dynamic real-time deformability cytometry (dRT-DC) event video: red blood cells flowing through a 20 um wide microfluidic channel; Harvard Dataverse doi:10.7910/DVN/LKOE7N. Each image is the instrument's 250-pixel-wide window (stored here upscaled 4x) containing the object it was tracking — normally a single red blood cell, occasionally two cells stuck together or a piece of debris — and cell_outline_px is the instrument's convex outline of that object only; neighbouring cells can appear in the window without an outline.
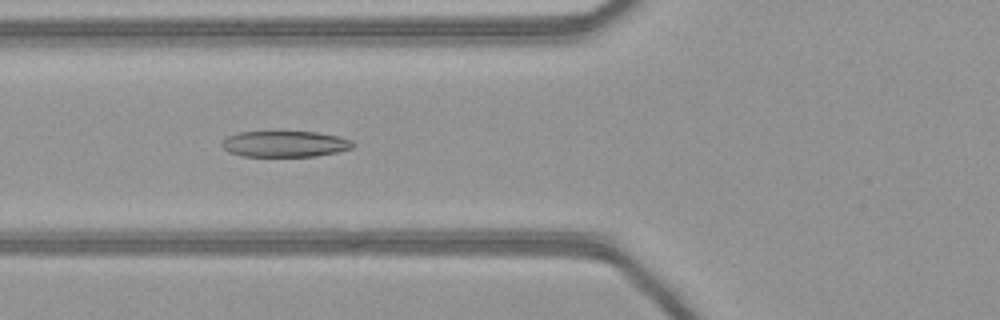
{"species": "common noctule bat (a hibernating species)", "species_latin": "Nyctalus noctula", "temperature_condition": "warm", "stored_images_in_passage": 44, "camera_frame_rate_fps": 3000, "um_per_image_px": 0.085, "animal": {"sex": "female", "body_mass_g": 21.9}, "frame": {"image": 1, "passage_image": 14, "time_ms": 4.333, "image_size_px": [1000, 320], "cell_outline_px": [[356, 144], [352, 148], [340, 152], [316, 156], [244, 156], [228, 152], [220, 144], [228, 136], [240, 132], [316, 132], [340, 136], [352, 140]], "centroid_in_image_um": [24.28, 12.24], "position_along_channel_um": 101.5, "area_um2": 19.94}}
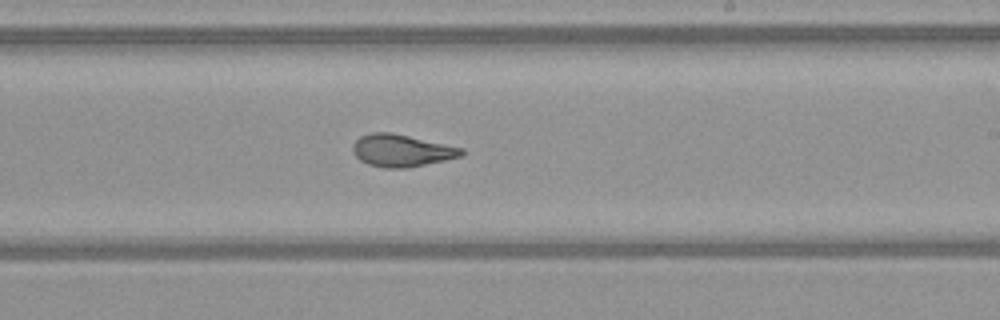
{"frame": {"image": 2, "passage_image": 25, "time_ms": 8.0, "image_size_px": [1000, 320], "cell_outline_px": [[464, 152], [460, 156], [444, 160], [408, 168], [384, 168], [368, 164], [360, 160], [352, 152], [352, 144], [360, 136], [372, 132], [392, 132], [464, 148]], "centroid_in_image_um": [34.1, 12.79], "position_along_channel_um": 254.9, "area_um2": 20.46}}
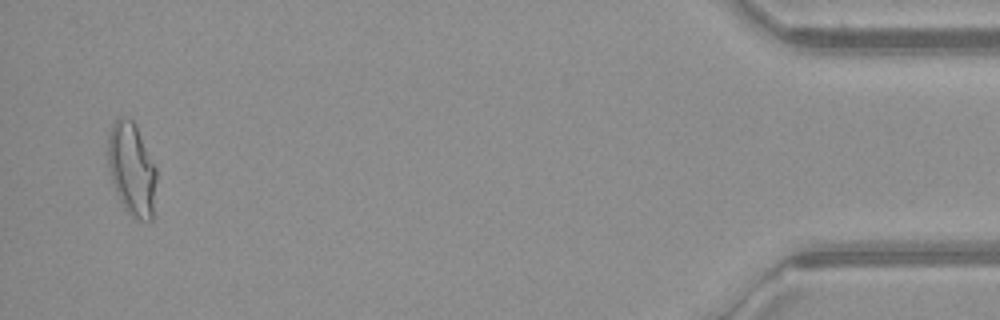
{"frame": {"image": 3, "passage_image": 43, "time_ms": 14.0, "image_size_px": [1000, 320], "cell_outline_px": [[156, 180], [152, 220], [140, 220], [132, 216], [124, 208], [116, 192], [108, 168], [108, 132], [112, 124], [120, 116], [124, 116], [132, 120], [156, 168]], "centroid_in_image_um": [11.18, 14.38], "position_along_channel_um": 424.0, "area_um2": 25.89}, "authors_computed_cell_mechanics": {"area_um2": 21.097, "velocity_mm_per_s": 4.1519, "shape_relaxation_time_tau1_ms": 5.285, "shape_relaxation_time_tau2_ms": 1.219, "deformation_change_tau1": 0.2078, "deformation_change_tau2": 0.0771}}